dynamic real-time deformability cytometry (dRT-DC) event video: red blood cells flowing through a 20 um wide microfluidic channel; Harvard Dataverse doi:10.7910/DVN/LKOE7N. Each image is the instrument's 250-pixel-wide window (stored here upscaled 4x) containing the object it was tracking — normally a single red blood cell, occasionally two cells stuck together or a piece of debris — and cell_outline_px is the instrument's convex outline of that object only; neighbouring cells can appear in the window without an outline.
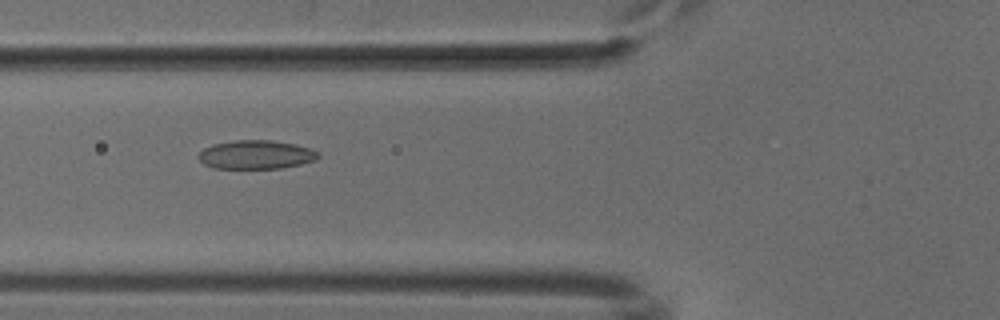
{"species": "common noctule bat (a hibernating species)", "species_latin": "Nyctalus noctula", "temperature_condition": "cold", "stored_images_in_passage": 37, "camera_frame_rate_fps": 3000, "um_per_image_px": 0.085, "animal": {"sex": "male", "body_mass_g": 18.8}, "frame": {"image": 1, "passage_image": 5, "time_ms": 1.333, "image_size_px": [1000, 320], "cell_outline_px": [[320, 156], [316, 160], [300, 164], [280, 168], [216, 168], [204, 164], [196, 156], [204, 148], [212, 144], [232, 140], [272, 140], [296, 144], [312, 148]], "centroid_in_image_um": [21.76, 13.13], "position_along_channel_um": 104.0, "area_um2": 20.11}}
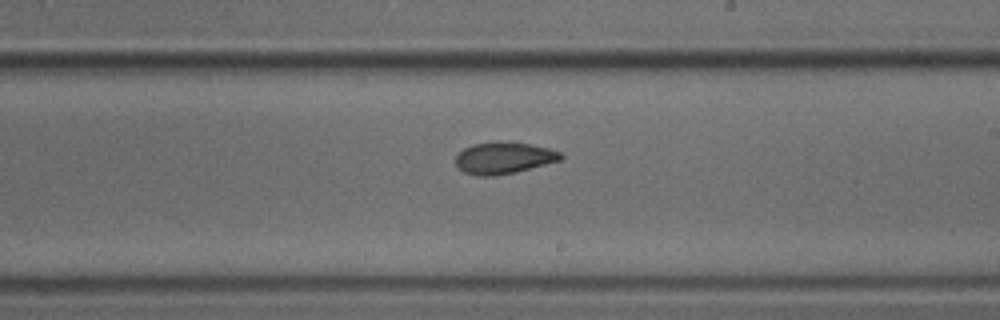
{"frame": {"image": 2, "passage_image": 16, "time_ms": 5.0, "image_size_px": [1000, 320], "cell_outline_px": [[564, 156], [560, 160], [516, 172], [496, 176], [476, 176], [464, 172], [456, 164], [456, 156], [464, 148], [472, 144], [528, 144], [548, 148], [560, 152]], "centroid_in_image_um": [42.81, 13.47], "position_along_channel_um": 246.2, "area_um2": 18.67}}
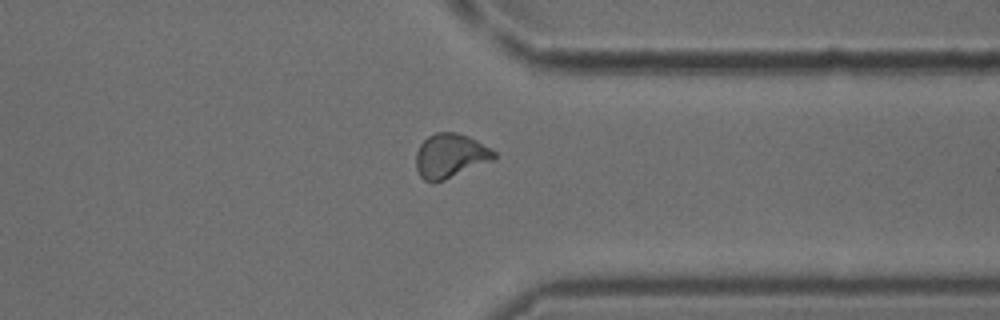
{"frame": {"image": 3, "passage_image": 26, "time_ms": 8.333, "image_size_px": [1000, 320], "cell_outline_px": [[496, 156], [492, 160], [444, 180], [432, 184], [424, 180], [420, 176], [416, 168], [416, 152], [420, 144], [428, 136], [436, 132], [456, 132], [468, 136], [476, 140], [496, 152]], "centroid_in_image_um": [38.23, 13.25], "position_along_channel_um": 373.2, "area_um2": 20.06}}